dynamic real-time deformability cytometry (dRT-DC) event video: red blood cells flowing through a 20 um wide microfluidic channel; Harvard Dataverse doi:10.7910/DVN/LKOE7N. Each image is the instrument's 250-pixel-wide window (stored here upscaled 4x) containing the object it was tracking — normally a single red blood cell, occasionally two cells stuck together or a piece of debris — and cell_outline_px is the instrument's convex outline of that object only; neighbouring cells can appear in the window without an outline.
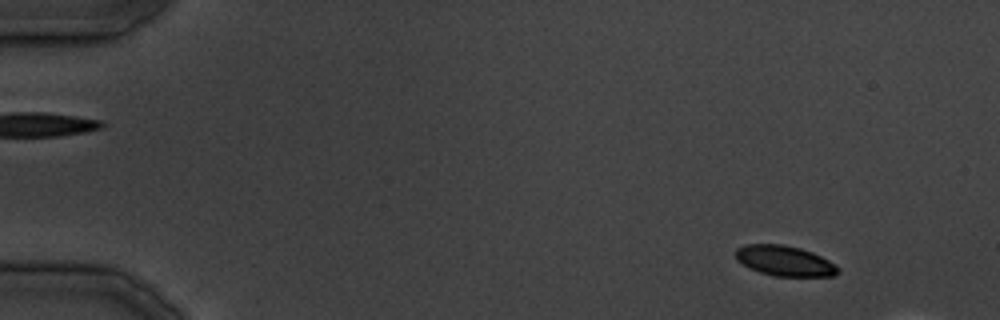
{"species": "common noctule bat (a hibernating species)", "species_latin": "Nyctalus noctula", "temperature_condition": "cold", "stored_images_in_passage": 10, "camera_frame_rate_fps": 3000, "um_per_image_px": 0.085, "animal": {"sex": "male", "body_mass_g": 19.5, "forearm_length_mm": 54.6}, "frame": {"image": 1, "passage_image": 4, "time_ms": 3.333, "image_size_px": [1000, 320], "cell_outline_px": [[840, 272], [832, 276], [772, 276], [748, 268], [736, 260], [736, 248], [744, 244], [784, 244], [800, 248], [812, 252], [828, 260], [840, 268]], "centroid_in_image_um": [66.67, 22.17], "position_along_channel_um": 18.3, "area_um2": 18.21}}